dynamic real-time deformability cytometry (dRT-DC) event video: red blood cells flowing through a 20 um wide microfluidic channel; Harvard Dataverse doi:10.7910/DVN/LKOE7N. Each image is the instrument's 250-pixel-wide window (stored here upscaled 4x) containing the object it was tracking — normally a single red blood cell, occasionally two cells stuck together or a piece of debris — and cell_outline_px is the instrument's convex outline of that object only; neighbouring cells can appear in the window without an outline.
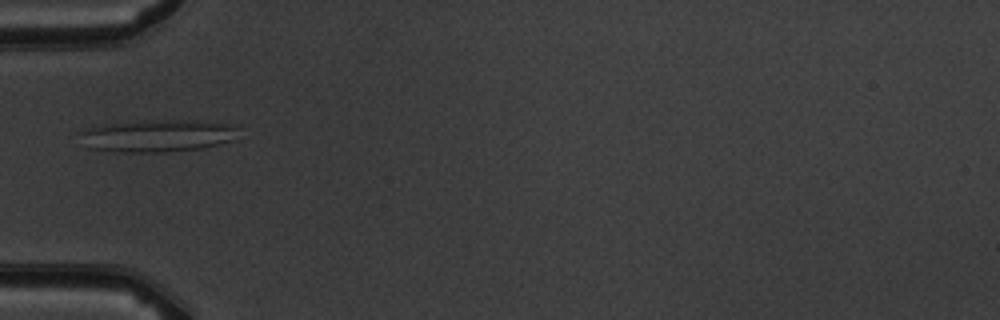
{"species": "common noctule bat (a hibernating species)", "species_latin": "Nyctalus noctula", "temperature_condition": "warm", "stored_images_in_passage": 5, "camera_frame_rate_fps": 3000, "um_per_image_px": 0.085, "animal": {"sex": "male", "body_mass_g": 19.5, "forearm_length_mm": 54.6}, "frame": {"image": 1, "passage_image": 5, "time_ms": 5.333, "image_size_px": [1000, 320], "cell_outline_px": [[240, 124], [236, 140], [204, 148], [164, 152], [124, 152], [92, 148], [80, 132], [92, 124], [124, 120], [196, 120]], "centroid_in_image_um": [13.5, 11.49], "position_along_channel_um": 71.5, "area_um2": 30.69}}